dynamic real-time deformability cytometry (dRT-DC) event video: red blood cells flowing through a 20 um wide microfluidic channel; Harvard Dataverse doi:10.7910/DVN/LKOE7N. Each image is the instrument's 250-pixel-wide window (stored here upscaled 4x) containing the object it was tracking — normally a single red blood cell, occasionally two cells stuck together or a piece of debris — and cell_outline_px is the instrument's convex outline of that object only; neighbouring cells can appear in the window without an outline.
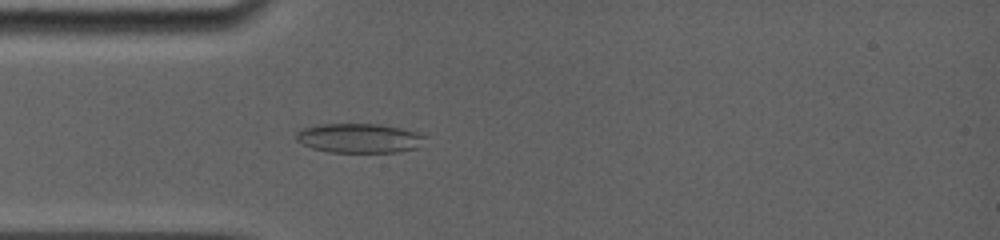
{"species": "common noctule bat (a hibernating species)", "species_latin": "Nyctalus noctula", "temperature_condition": "room temperature", "stored_images_in_passage": 26, "camera_frame_rate_fps": 5000, "um_per_image_px": 0.085, "animal": {"sex": "female", "body_mass_g": 19.0, "forearm_length_mm": 56.7}, "frame": {"image": 1, "passage_image": 4, "time_ms": 1.2, "image_size_px": [1000, 240], "cell_outline_px": [[428, 136], [416, 148], [396, 152], [328, 152], [312, 148], [296, 140], [296, 132], [300, 128], [316, 124], [380, 124], [420, 132]], "centroid_in_image_um": [30.52, 11.73], "position_along_channel_um": 54.5, "area_um2": 22.25}}
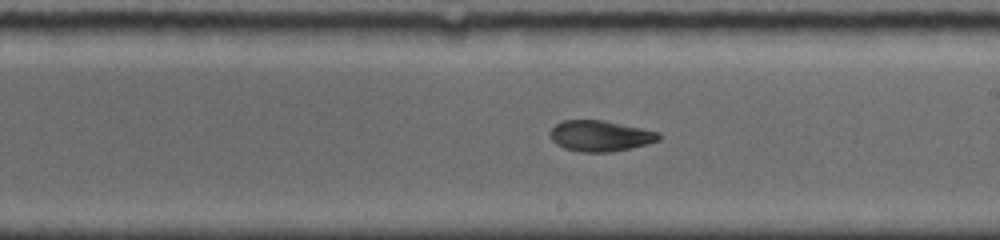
{"frame": {"image": 2, "passage_image": 15, "time_ms": 6.0, "image_size_px": [1000, 240], "cell_outline_px": [[660, 140], [628, 148], [608, 152], [580, 152], [564, 148], [556, 144], [552, 140], [548, 132], [556, 124], [564, 120], [604, 120], [660, 132]], "centroid_in_image_um": [50.98, 11.54], "position_along_channel_um": 238.0, "area_um2": 19.42}}
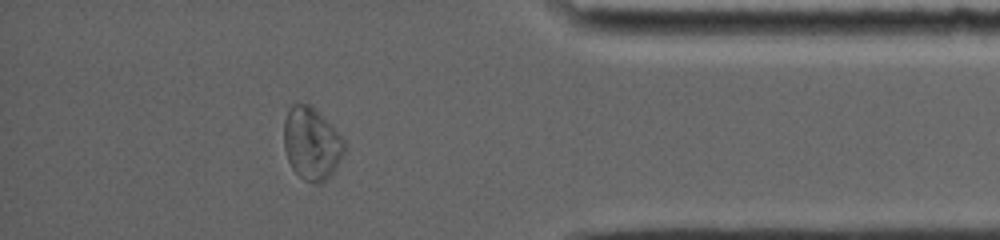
{"frame": {"image": 3, "passage_image": 23, "time_ms": 10.8, "image_size_px": [1000, 240], "cell_outline_px": [[344, 152], [332, 172], [320, 184], [312, 184], [304, 180], [292, 168], [288, 160], [284, 148], [284, 120], [288, 108], [292, 104], [308, 104], [344, 140]], "centroid_in_image_um": [26.43, 12.23], "position_along_channel_um": 408.8, "area_um2": 24.8}, "authors_computed_cell_mechanics": {"area_um2": 20.4034, "velocity_mm_per_s": 3.8932, "shape_relaxation_time_tau1_ms": 10.6351, "shape_relaxation_time_tau2_ms": 2.7551, "deformation_change_tau1": 0.2032, "deformation_change_tau2": 0.0848}}